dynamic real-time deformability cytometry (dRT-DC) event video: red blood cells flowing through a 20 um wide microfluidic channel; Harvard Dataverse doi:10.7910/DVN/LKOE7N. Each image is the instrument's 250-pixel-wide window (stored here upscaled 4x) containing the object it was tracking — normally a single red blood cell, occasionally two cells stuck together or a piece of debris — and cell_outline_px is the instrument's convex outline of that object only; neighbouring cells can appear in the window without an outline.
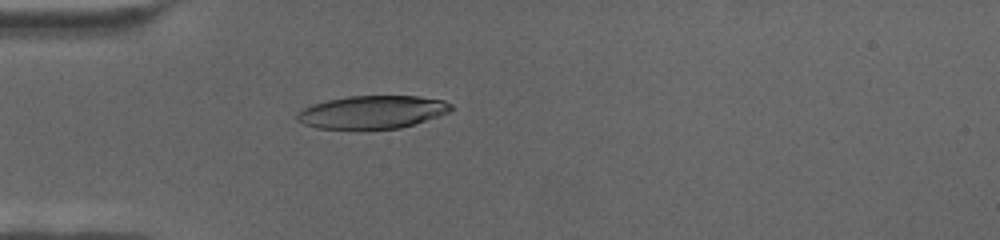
{"species": "human", "species_latin": "Homo sapiens", "temperature_condition": "cold", "stored_images_in_passage": 67, "camera_frame_rate_fps": 3000, "um_per_image_px": 0.085, "donor": {"sex": "female"}, "frame": {"image": 1, "passage_image": 20, "time_ms": 6.333, "image_size_px": [1000, 240], "cell_outline_px": [[452, 108], [448, 112], [400, 128], [316, 128], [304, 124], [296, 120], [296, 112], [312, 104], [328, 100], [348, 96], [420, 96], [444, 100], [452, 104]], "centroid_in_image_um": [31.61, 9.51], "position_along_channel_um": 53.4, "area_um2": 29.19}}
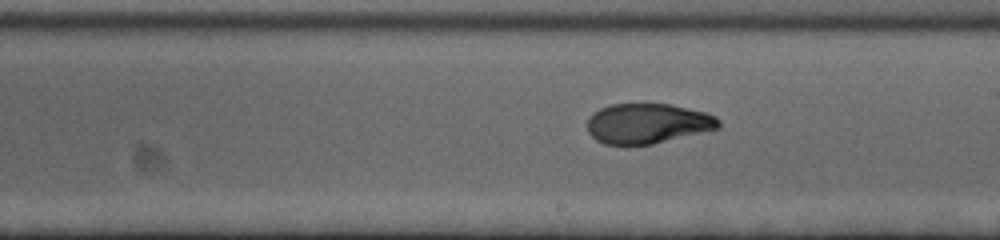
{"frame": {"image": 2, "passage_image": 39, "time_ms": 12.667, "image_size_px": [1000, 240], "cell_outline_px": [[720, 128], [652, 144], [604, 144], [596, 140], [588, 132], [588, 116], [600, 108], [612, 104], [672, 104], [704, 112], [716, 116], [720, 120]], "centroid_in_image_um": [55.05, 10.49], "position_along_channel_um": 234.0, "area_um2": 30.58}}
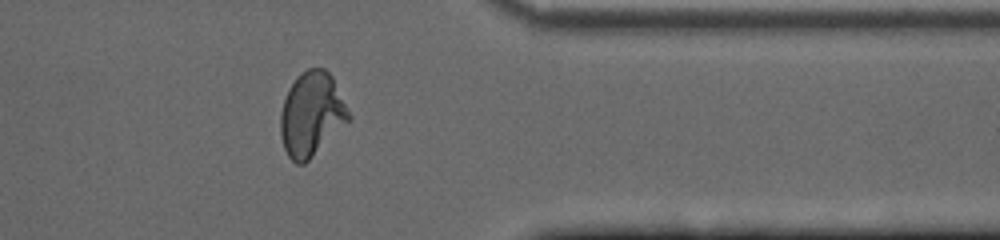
{"frame": {"image": 3, "passage_image": 55, "time_ms": 18.0, "image_size_px": [1000, 240], "cell_outline_px": [[352, 116], [304, 164], [296, 164], [288, 156], [284, 148], [280, 132], [280, 116], [284, 100], [288, 88], [308, 68], [324, 68], [332, 76]], "centroid_in_image_um": [26.47, 9.71], "position_along_channel_um": 384.9, "area_um2": 32.71}}